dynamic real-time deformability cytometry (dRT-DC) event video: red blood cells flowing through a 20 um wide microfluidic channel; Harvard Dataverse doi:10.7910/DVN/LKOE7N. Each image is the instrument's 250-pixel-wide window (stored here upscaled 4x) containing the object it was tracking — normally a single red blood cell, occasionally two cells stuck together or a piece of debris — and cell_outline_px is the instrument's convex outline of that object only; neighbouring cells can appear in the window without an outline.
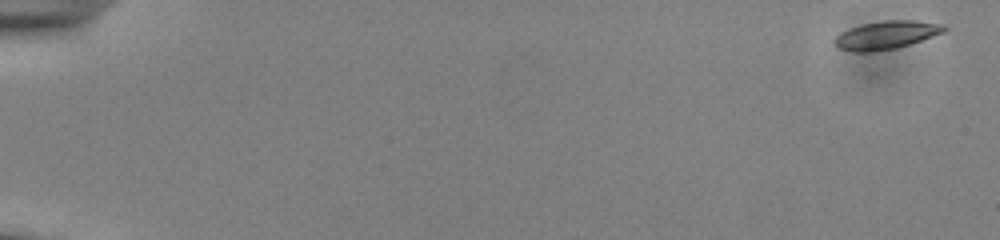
{"species": "common noctule bat (a hibernating species)", "species_latin": "Nyctalus noctula", "temperature_condition": "cold", "stored_images_in_passage": 54, "camera_frame_rate_fps": 3000, "um_per_image_px": 0.085, "animal": {"sex": "male", "body_mass_g": 13.0, "forearm_length_mm": 53.1}, "frame": {"image": 1, "passage_image": 1, "time_ms": 0.0, "image_size_px": [1000, 240], "cell_outline_px": [[948, 28], [944, 32], [896, 48], [872, 52], [856, 52], [840, 48], [832, 40], [840, 32], [848, 28], [860, 24], [884, 20], [916, 20], [944, 24]], "centroid_in_image_um": [75.32, 2.96], "position_along_channel_um": 9.7, "area_um2": 18.03}}
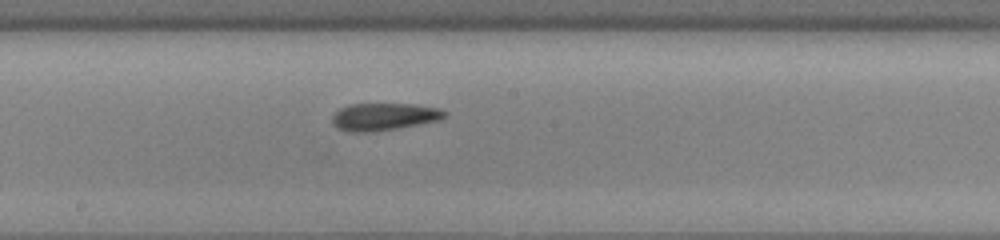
{"frame": {"image": 2, "passage_image": 31, "time_ms": 10.0, "image_size_px": [1000, 240], "cell_outline_px": [[448, 116], [440, 120], [420, 124], [372, 132], [344, 132], [336, 128], [332, 124], [332, 116], [340, 108], [348, 104], [416, 104], [440, 108], [448, 112]], "centroid_in_image_um": [32.64, 9.92], "position_along_channel_um": 215.6, "area_um2": 18.26}}
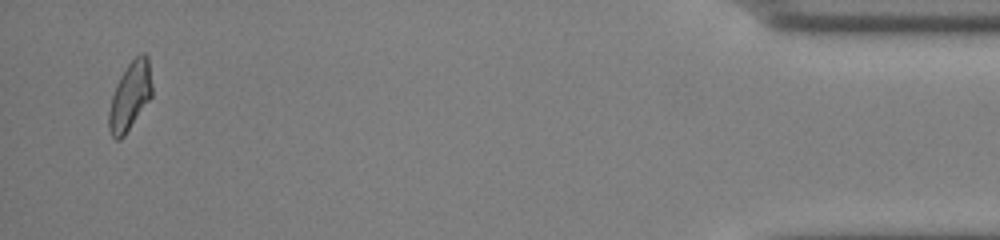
{"frame": {"image": 3, "passage_image": 53, "time_ms": 17.333, "image_size_px": [1000, 240], "cell_outline_px": [[152, 96], [124, 136], [120, 140], [116, 140], [112, 136], [108, 128], [108, 112], [112, 96], [116, 84], [120, 76], [128, 64], [140, 52], [144, 52], [148, 56], [152, 84]], "centroid_in_image_um": [11.05, 8.15], "position_along_channel_um": 424.1, "area_um2": 17.22}, "authors_computed_cell_mechanics": {"area_um2": 17.5423, "velocity_mm_per_s": 3.8341, "shape_relaxation_time_tau1_ms": 10.5772, "shape_relaxation_time_tau2_ms": 1.8075, "deformation_change_tau1": 0.1885, "deformation_change_tau2": 0.0842}}